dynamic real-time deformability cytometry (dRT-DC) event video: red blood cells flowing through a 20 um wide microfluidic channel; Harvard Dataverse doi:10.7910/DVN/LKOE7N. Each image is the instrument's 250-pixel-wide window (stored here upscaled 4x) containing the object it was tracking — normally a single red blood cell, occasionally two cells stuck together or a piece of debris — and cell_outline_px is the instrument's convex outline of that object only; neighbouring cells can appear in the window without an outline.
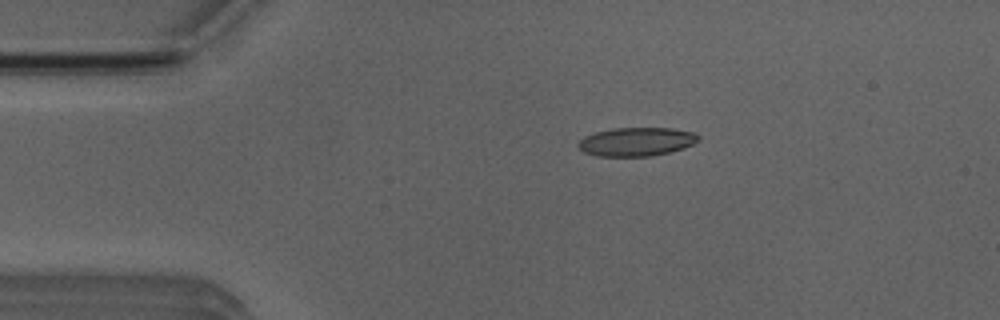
{"species": "Egyptian fruit bat (a non-hibernating species)", "species_latin": "Rousettus aegyptiacus", "temperature_condition": "room temperature", "stored_images_in_passage": 2, "camera_frame_rate_fps": 3000, "um_per_image_px": 0.085, "animal": {"sex": "male"}, "frame": {"image": 1, "passage_image": 1, "time_ms": 0.0, "image_size_px": [1000, 320], "cell_outline_px": [[700, 140], [684, 148], [652, 156], [596, 156], [584, 152], [576, 144], [584, 136], [596, 132], [612, 128], [672, 128], [696, 132], [700, 136]], "centroid_in_image_um": [54.12, 12.04], "position_along_channel_um": 30.9, "area_um2": 20.17}}